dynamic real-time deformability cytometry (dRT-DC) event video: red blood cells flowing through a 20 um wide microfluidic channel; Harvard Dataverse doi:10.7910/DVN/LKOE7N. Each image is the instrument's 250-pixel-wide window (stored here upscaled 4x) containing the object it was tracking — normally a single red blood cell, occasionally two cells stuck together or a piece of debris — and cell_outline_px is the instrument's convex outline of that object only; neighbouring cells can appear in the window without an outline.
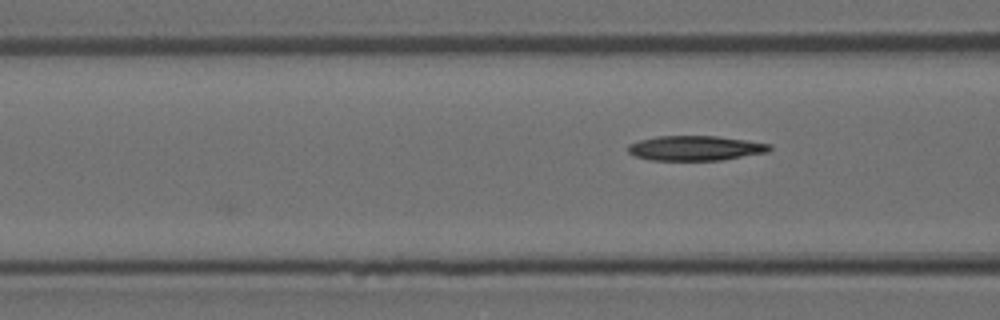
{"species": "Egyptian fruit bat (a non-hibernating species)", "species_latin": "Rousettus aegyptiacus", "temperature_condition": "room temperature", "stored_images_in_passage": 6, "camera_frame_rate_fps": 3000, "um_per_image_px": 0.085, "animal": {"sex": "female"}, "frame": {"image": 1, "passage_image": 6, "time_ms": 1.667, "image_size_px": [1000, 320], "cell_outline_px": [[772, 148], [768, 152], [720, 160], [652, 160], [636, 156], [628, 152], [628, 144], [640, 140], [656, 136], [716, 136], [748, 140], [772, 144]], "centroid_in_image_um": [59.13, 12.58], "position_along_channel_um": 107.5, "area_um2": 20.46}}